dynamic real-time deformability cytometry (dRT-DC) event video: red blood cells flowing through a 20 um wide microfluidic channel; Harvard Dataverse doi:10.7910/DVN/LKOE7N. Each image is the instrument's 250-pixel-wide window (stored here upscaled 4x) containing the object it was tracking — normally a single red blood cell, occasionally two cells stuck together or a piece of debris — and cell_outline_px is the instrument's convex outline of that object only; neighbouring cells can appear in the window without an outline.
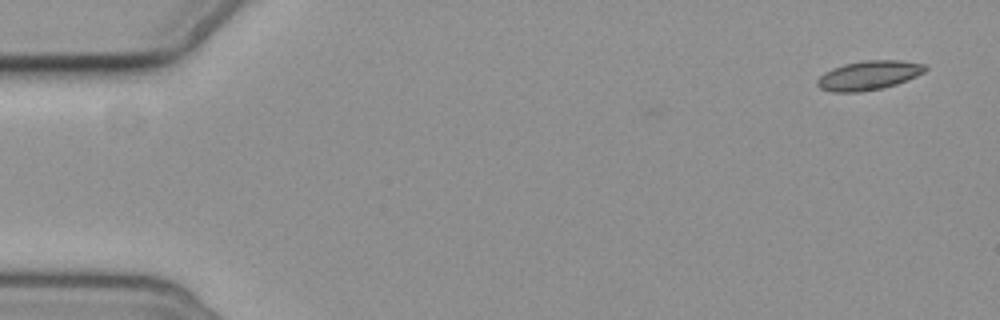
{"species": "common noctule bat (a hibernating species)", "species_latin": "Nyctalus noctula", "temperature_condition": "cold", "stored_images_in_passage": 7, "camera_frame_rate_fps": 3000, "um_per_image_px": 0.085, "animal": {"sex": "female", "body_mass_g": 19.3, "forearm_length_mm": 54.1}, "frame": {"image": 1, "passage_image": 1, "time_ms": 0.0, "image_size_px": [1000, 320], "cell_outline_px": [[928, 68], [924, 72], [916, 76], [896, 84], [884, 88], [860, 92], [832, 92], [820, 88], [816, 84], [816, 80], [824, 72], [832, 68], [844, 64], [864, 60], [900, 60], [924, 64]], "centroid_in_image_um": [73.82, 6.4], "position_along_channel_um": 11.2, "area_um2": 18.44}}
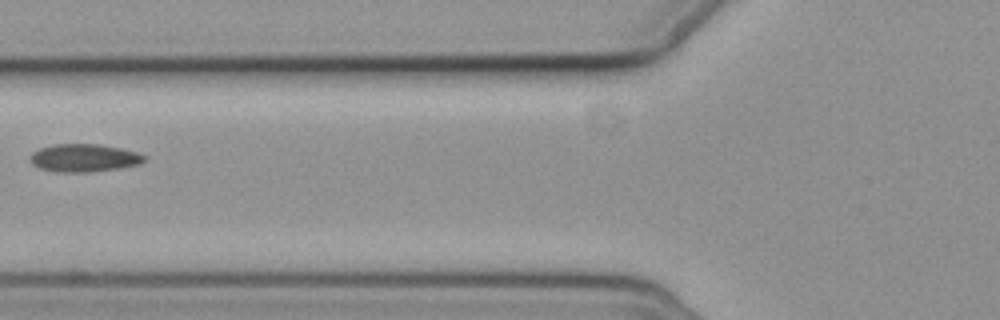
{"frame": {"image": 2, "passage_image": 6, "time_ms": 6.667, "image_size_px": [1000, 320], "cell_outline_px": [[144, 160], [140, 164], [92, 172], [56, 172], [40, 168], [32, 164], [28, 160], [28, 156], [32, 152], [40, 148], [52, 144], [100, 144], [120, 148], [136, 152], [144, 156]], "centroid_in_image_um": [7.06, 13.42], "position_along_channel_um": 118.7, "area_um2": 18.55}}
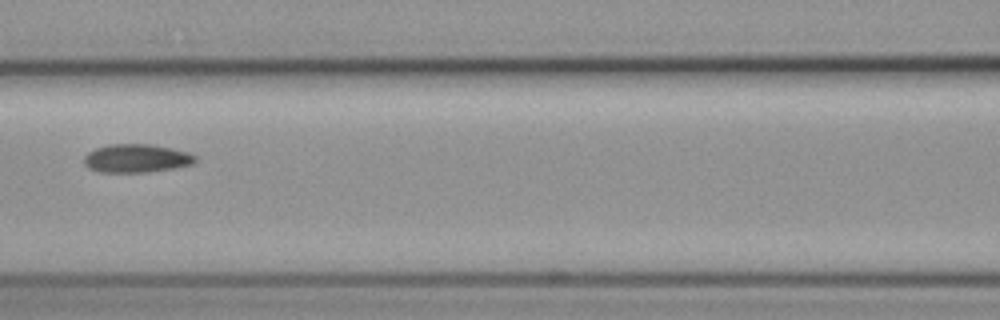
{"frame": {"image": 3, "passage_image": 7, "time_ms": 7.667, "image_size_px": [1000, 320], "cell_outline_px": [[196, 160], [192, 164], [176, 168], [148, 172], [100, 172], [88, 168], [84, 164], [84, 156], [88, 152], [96, 148], [108, 144], [152, 144], [172, 148], [188, 152], [196, 156]], "centroid_in_image_um": [11.6, 13.46], "position_along_channel_um": 155.0, "area_um2": 18.55}}